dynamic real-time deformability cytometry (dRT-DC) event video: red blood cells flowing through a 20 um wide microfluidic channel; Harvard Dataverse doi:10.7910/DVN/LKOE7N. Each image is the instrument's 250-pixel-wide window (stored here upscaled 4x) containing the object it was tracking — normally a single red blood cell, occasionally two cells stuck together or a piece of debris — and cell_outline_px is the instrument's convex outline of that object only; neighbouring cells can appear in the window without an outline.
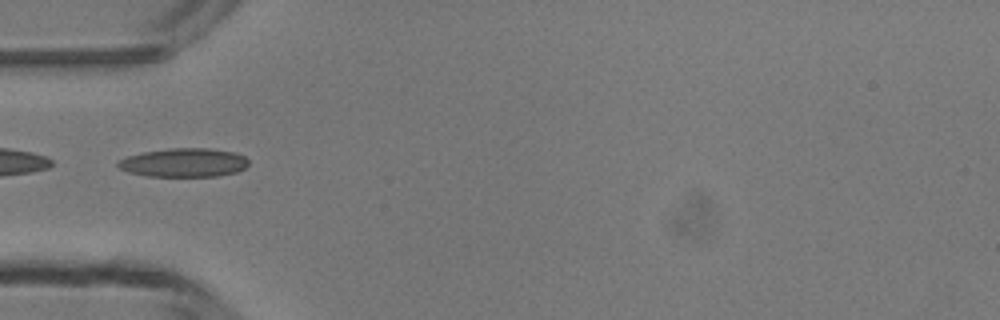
{"species": "common noctule bat (a hibernating species)", "species_latin": "Nyctalus noctula", "temperature_condition": "room temperature", "stored_images_in_passage": 33, "camera_frame_rate_fps": 3000, "um_per_image_px": 0.085, "animal": {"sex": "male", "body_mass_g": 13.3}, "frame": {"image": 1, "passage_image": 1, "time_ms": 0.0, "image_size_px": [1000, 320], "cell_outline_px": [[248, 164], [244, 168], [236, 172], [216, 176], [148, 176], [128, 172], [120, 168], [116, 164], [120, 160], [128, 156], [144, 152], [172, 148], [208, 148], [232, 152], [244, 156], [248, 160]], "centroid_in_image_um": [15.63, 13.82], "position_along_channel_um": 69.4, "area_um2": 21.62}}
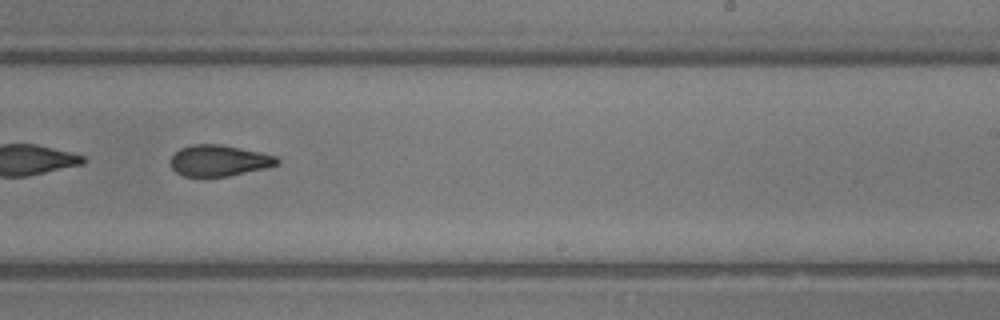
{"frame": {"image": 2, "passage_image": 15, "time_ms": 4.667, "image_size_px": [1000, 320], "cell_outline_px": [[280, 160], [276, 164], [264, 168], [228, 176], [184, 176], [176, 172], [172, 168], [172, 156], [180, 148], [192, 144], [220, 144], [260, 152], [276, 156]], "centroid_in_image_um": [18.6, 13.64], "position_along_channel_um": 270.4, "area_um2": 19.02}}
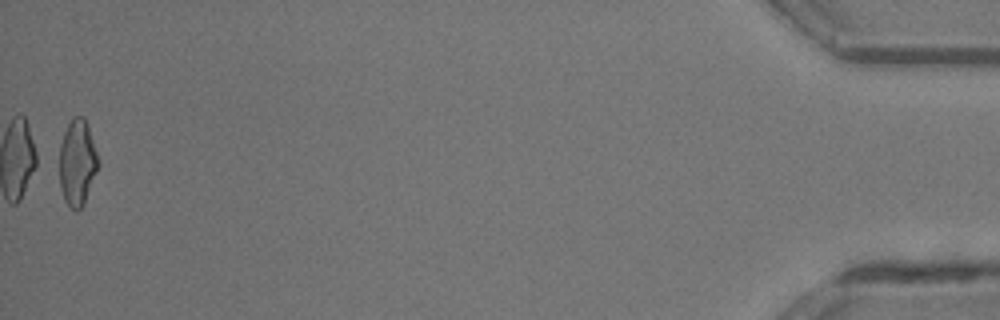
{"frame": {"image": 3, "passage_image": 33, "time_ms": 10.667, "image_size_px": [1000, 320], "cell_outline_px": [[100, 164], [84, 204], [76, 212], [64, 200], [60, 188], [60, 144], [64, 132], [72, 116], [84, 116], [100, 160]], "centroid_in_image_um": [6.59, 13.82], "position_along_channel_um": 428.6, "area_um2": 19.59}, "authors_computed_cell_mechanics": {"area_um2": 19.7676, "velocity_mm_per_s": 4.2943, "shape_relaxation_time_tau1_ms": 11.3779, "shape_relaxation_time_tau2_ms": 2.1276, "deformation_change_tau1": 0.2577, "deformation_change_tau2": 0.0889}}